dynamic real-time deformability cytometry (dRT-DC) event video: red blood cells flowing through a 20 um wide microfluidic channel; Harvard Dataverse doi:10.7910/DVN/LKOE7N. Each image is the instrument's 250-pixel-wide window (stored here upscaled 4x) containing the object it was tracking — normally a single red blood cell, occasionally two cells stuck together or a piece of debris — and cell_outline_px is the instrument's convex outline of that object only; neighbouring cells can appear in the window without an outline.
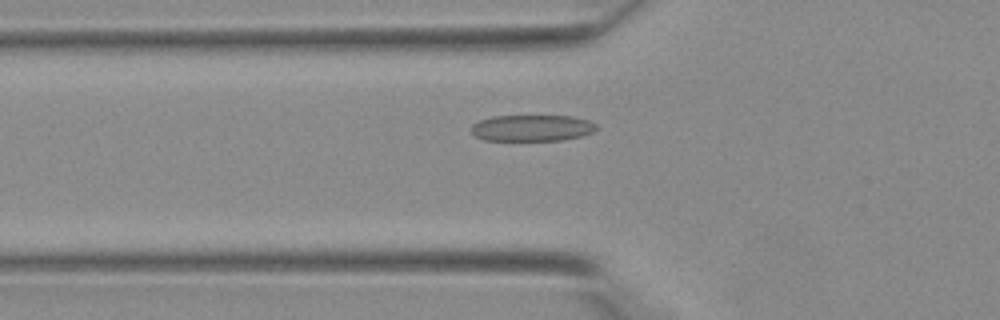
{"species": "Egyptian fruit bat (a non-hibernating species)", "species_latin": "Rousettus aegyptiacus", "temperature_condition": "warm", "stored_images_in_passage": 29, "camera_frame_rate_fps": 3000, "um_per_image_px": 0.085, "animal": {"sex": "female"}, "frame": {"image": 1, "passage_image": 2, "time_ms": 0.333, "image_size_px": [1000, 320], "cell_outline_px": [[600, 128], [592, 132], [580, 136], [560, 140], [484, 140], [476, 136], [472, 132], [472, 124], [480, 120], [492, 116], [572, 116], [588, 120], [596, 124]], "centroid_in_image_um": [45.24, 10.87], "position_along_channel_um": 80.6, "area_um2": 19.13}}
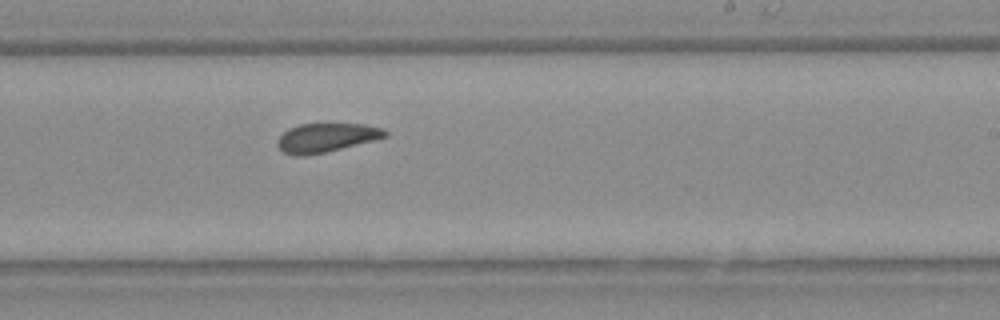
{"frame": {"image": 2, "passage_image": 13, "time_ms": 4.0, "image_size_px": [1000, 320], "cell_outline_px": [[388, 136], [376, 140], [324, 152], [304, 156], [292, 156], [284, 152], [276, 144], [276, 140], [288, 128], [300, 124], [364, 124], [384, 128], [388, 132]], "centroid_in_image_um": [27.74, 11.7], "position_along_channel_um": 261.3, "area_um2": 18.21}}
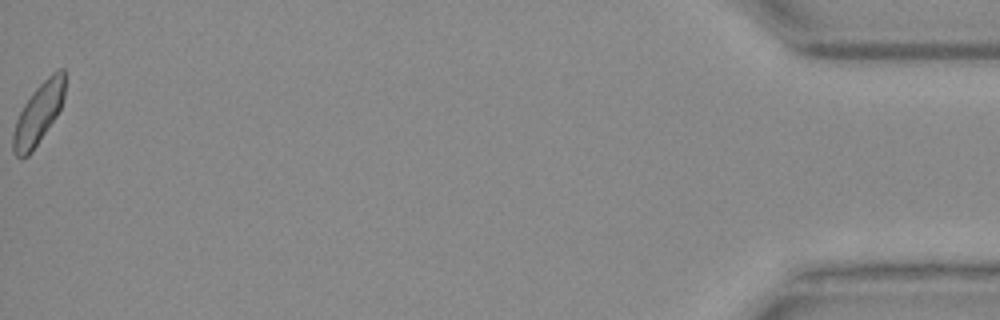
{"frame": {"image": 3, "passage_image": 29, "time_ms": 9.333, "image_size_px": [1000, 320], "cell_outline_px": [[64, 96], [60, 108], [56, 116], [32, 152], [28, 156], [20, 160], [12, 152], [12, 132], [16, 120], [24, 104], [32, 92], [56, 68], [64, 68]], "centroid_in_image_um": [3.23, 9.69], "position_along_channel_um": 432.0, "area_um2": 18.44}}